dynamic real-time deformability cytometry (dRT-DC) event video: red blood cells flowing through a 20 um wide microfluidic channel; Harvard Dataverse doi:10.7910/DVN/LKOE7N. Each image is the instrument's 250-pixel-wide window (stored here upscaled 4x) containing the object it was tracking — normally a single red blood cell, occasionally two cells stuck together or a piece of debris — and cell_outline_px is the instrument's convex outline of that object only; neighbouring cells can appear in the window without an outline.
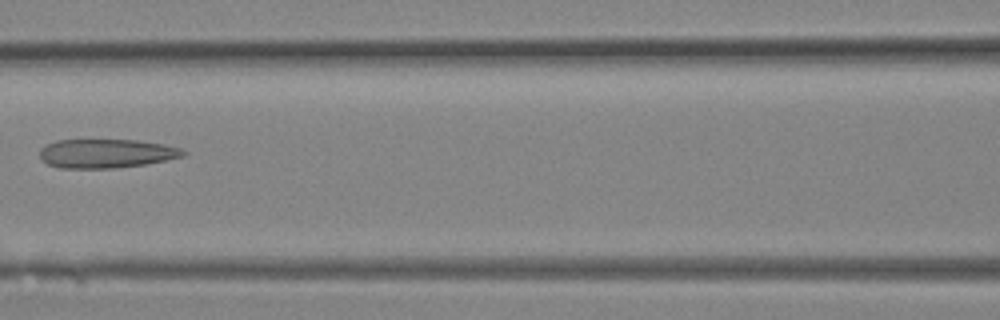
{"species": "Egyptian fruit bat (a non-hibernating species)", "species_latin": "Rousettus aegyptiacus", "temperature_condition": "room temperature", "stored_images_in_passage": 11, "camera_frame_rate_fps": 3000, "um_per_image_px": 0.085, "animal": {"sex": "female"}, "frame": {"image": 1, "passage_image": 10, "time_ms": 3.0, "image_size_px": [1000, 320], "cell_outline_px": [[188, 152], [184, 156], [148, 164], [116, 168], [60, 168], [48, 164], [40, 156], [40, 148], [44, 144], [56, 140], [136, 140], [164, 144], [180, 148]], "centroid_in_image_um": [9.04, 13.04], "position_along_channel_um": 157.6, "area_um2": 24.33}}